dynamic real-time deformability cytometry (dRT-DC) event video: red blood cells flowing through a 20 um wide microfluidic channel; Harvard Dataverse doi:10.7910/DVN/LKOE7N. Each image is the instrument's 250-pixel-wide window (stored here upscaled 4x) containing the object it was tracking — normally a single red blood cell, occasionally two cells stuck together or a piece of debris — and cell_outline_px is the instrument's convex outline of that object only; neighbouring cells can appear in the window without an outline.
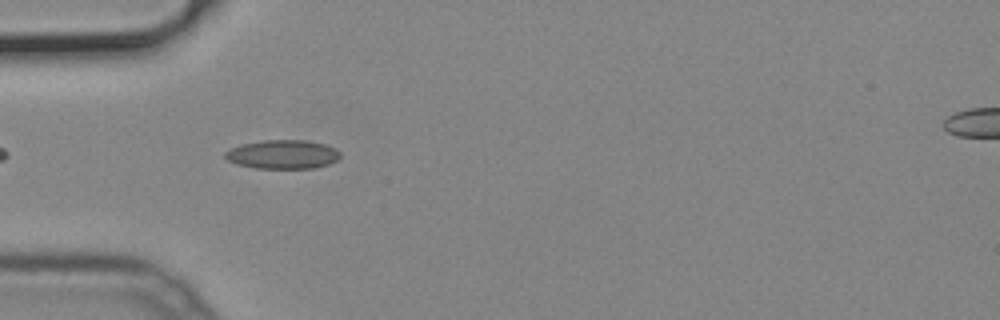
{"species": "common noctule bat (a hibernating species)", "species_latin": "Nyctalus noctula", "temperature_condition": "cold", "stored_images_in_passage": 39, "camera_frame_rate_fps": 3000, "um_per_image_px": 0.085, "animal": {"sex": "male", "body_mass_g": 19.2, "forearm_length_mm": 51.8}, "frame": {"image": 1, "passage_image": 4, "time_ms": 1.0, "image_size_px": [1000, 320], "cell_outline_px": [[340, 156], [336, 160], [328, 164], [312, 168], [256, 168], [236, 164], [228, 160], [224, 156], [224, 152], [228, 148], [240, 144], [264, 140], [304, 140], [328, 144], [336, 148], [340, 152]], "centroid_in_image_um": [24.01, 13.11], "position_along_channel_um": 61.0, "area_um2": 19.54}}
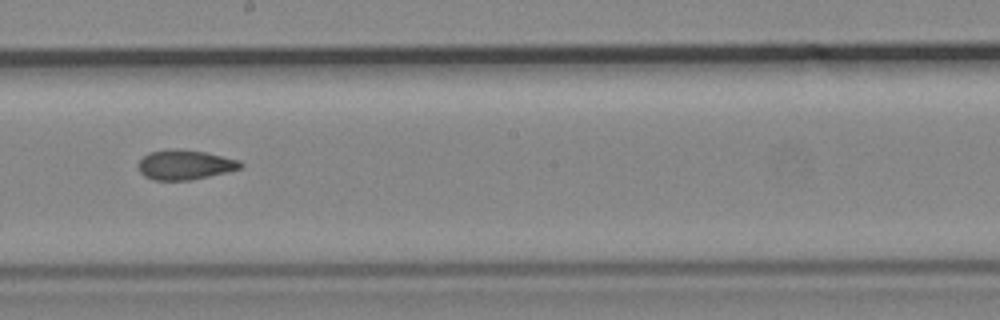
{"frame": {"image": 2, "passage_image": 17, "time_ms": 5.333, "image_size_px": [1000, 320], "cell_outline_px": [[244, 168], [192, 180], [152, 180], [144, 176], [140, 172], [140, 160], [148, 152], [204, 152], [240, 160], [244, 164]], "centroid_in_image_um": [15.79, 14.07], "position_along_channel_um": 232.4, "area_um2": 16.94}}
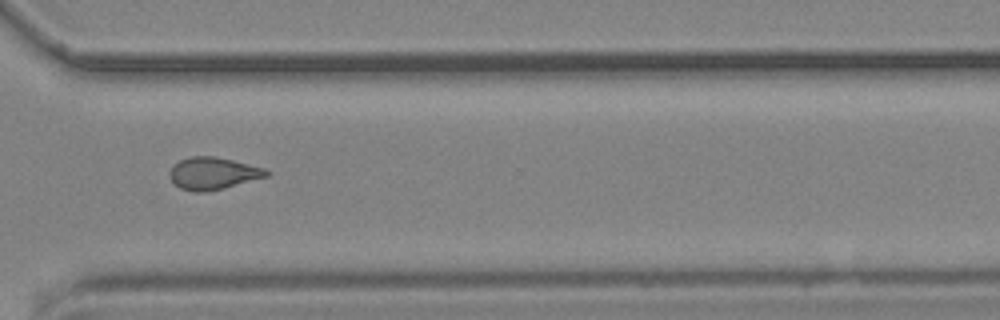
{"frame": {"image": 3, "passage_image": 26, "time_ms": 8.333, "image_size_px": [1000, 320], "cell_outline_px": [[268, 176], [224, 188], [204, 192], [192, 192], [180, 188], [168, 176], [168, 172], [172, 164], [180, 160], [192, 156], [212, 156], [232, 160], [264, 168], [268, 172]], "centroid_in_image_um": [18.05, 14.74], "position_along_channel_um": 352.6, "area_um2": 18.09}}